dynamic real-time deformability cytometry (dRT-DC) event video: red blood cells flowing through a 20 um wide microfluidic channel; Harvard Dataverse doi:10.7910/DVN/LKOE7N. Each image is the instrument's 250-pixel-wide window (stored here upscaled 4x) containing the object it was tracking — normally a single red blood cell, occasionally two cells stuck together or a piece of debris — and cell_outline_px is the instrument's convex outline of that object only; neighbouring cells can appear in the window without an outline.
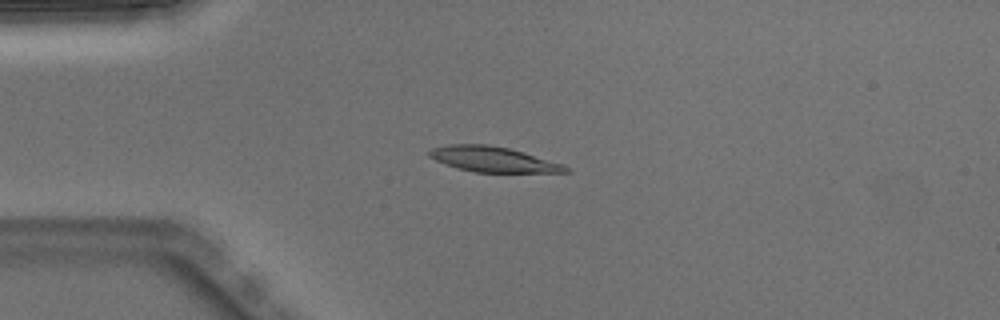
{"species": "Egyptian fruit bat (a non-hibernating species)", "species_latin": "Rousettus aegyptiacus", "temperature_condition": "warm", "stored_images_in_passage": 6, "camera_frame_rate_fps": 3000, "um_per_image_px": 0.085, "animal": {"sex": "male"}, "frame": {"image": 1, "passage_image": 3, "time_ms": 0.667, "image_size_px": [1000, 320], "cell_outline_px": [[572, 172], [476, 172], [456, 168], [436, 160], [428, 156], [428, 152], [432, 148], [448, 144], [488, 144], [508, 148], [564, 164], [572, 168]], "centroid_in_image_um": [41.93, 13.54], "position_along_channel_um": 43.1, "area_um2": 20.06}}